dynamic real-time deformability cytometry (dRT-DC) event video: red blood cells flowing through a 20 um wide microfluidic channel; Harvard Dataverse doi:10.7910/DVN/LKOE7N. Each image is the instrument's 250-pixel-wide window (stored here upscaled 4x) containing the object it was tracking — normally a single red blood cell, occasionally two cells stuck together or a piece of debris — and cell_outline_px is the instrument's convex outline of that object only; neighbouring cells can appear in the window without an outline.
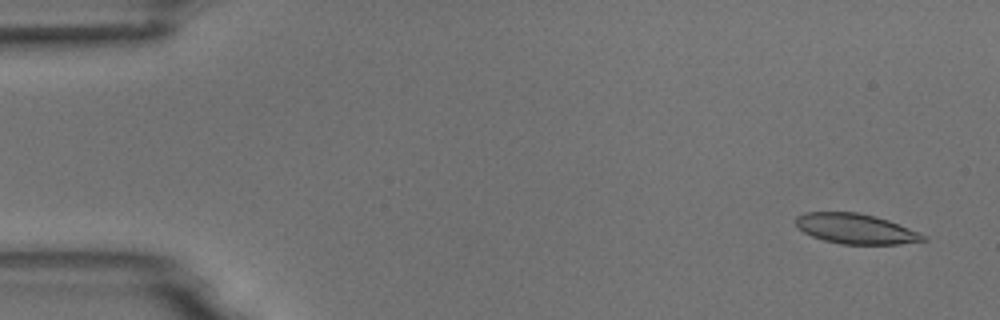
{"species": "common noctule bat (a hibernating species)", "species_latin": "Nyctalus noctula", "temperature_condition": "room temperature", "stored_images_in_passage": 5, "camera_frame_rate_fps": 3000, "um_per_image_px": 0.085, "animal": {"sex": "male", "body_mass_g": 18.8}, "frame": {"image": 1, "passage_image": 1, "time_ms": 0.0, "image_size_px": [1000, 320], "cell_outline_px": [[928, 240], [900, 244], [840, 244], [824, 240], [812, 236], [804, 232], [796, 224], [796, 216], [804, 212], [856, 212], [876, 216], [888, 220], [920, 232], [928, 236]], "centroid_in_image_um": [72.77, 19.44], "position_along_channel_um": 12.2, "area_um2": 22.43}}
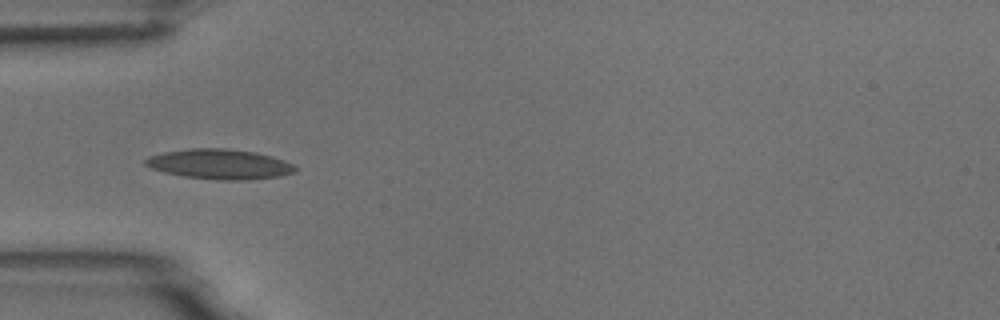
{"frame": {"image": 2, "passage_image": 5, "time_ms": 4.667, "image_size_px": [1000, 320], "cell_outline_px": [[296, 172], [280, 176], [248, 180], [216, 180], [184, 176], [164, 172], [152, 168], [144, 164], [144, 160], [148, 156], [164, 152], [188, 148], [228, 148], [256, 152], [272, 156], [284, 160], [292, 164], [296, 168]], "centroid_in_image_um": [18.67, 13.95], "position_along_channel_um": 66.3, "area_um2": 26.36}}